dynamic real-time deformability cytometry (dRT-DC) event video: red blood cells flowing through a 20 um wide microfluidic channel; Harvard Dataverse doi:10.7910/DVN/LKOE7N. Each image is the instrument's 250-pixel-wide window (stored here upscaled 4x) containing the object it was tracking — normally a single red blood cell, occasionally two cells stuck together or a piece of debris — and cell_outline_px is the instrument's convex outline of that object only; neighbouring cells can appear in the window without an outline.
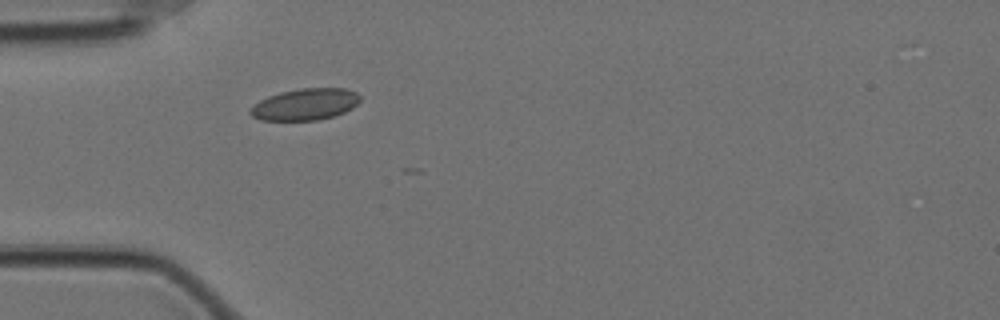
{"species": "Egyptian fruit bat (a non-hibernating species)", "species_latin": "Rousettus aegyptiacus", "temperature_condition": "cold", "stored_images_in_passage": 3, "camera_frame_rate_fps": 3000, "um_per_image_px": 0.085, "animal": {"sex": "female"}, "frame": {"image": 1, "passage_image": 1, "time_ms": 0.0, "image_size_px": [1000, 320], "cell_outline_px": [[360, 100], [352, 108], [344, 112], [332, 116], [316, 120], [260, 120], [252, 116], [248, 112], [260, 100], [268, 96], [280, 92], [300, 88], [344, 88], [356, 92], [360, 96]], "centroid_in_image_um": [25.94, 8.86], "position_along_channel_um": 59.1, "area_um2": 20.06}}